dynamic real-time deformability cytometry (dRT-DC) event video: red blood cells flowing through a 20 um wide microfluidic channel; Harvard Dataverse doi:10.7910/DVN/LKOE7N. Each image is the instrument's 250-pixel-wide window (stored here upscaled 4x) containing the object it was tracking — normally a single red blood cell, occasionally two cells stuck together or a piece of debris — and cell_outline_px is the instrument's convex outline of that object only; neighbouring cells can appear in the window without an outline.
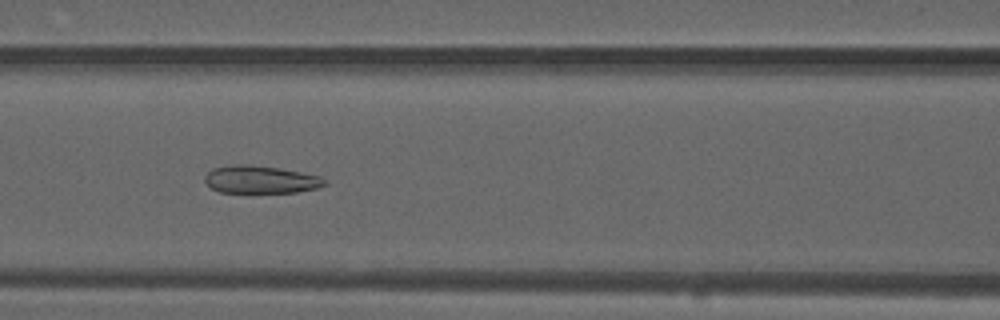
{"species": "common noctule bat (a hibernating species)", "species_latin": "Nyctalus noctula", "temperature_condition": "warm", "stored_images_in_passage": 42, "camera_frame_rate_fps": 3000, "um_per_image_px": 0.085, "animal": {"sex": "male", "forearm_length_mm": 52.5}, "frame": {"image": 1, "passage_image": 12, "time_ms": 3.667, "image_size_px": [1000, 320], "cell_outline_px": [[328, 184], [316, 188], [296, 192], [220, 192], [212, 188], [204, 180], [204, 176], [212, 168], [236, 164], [248, 164], [276, 168], [300, 172], [320, 176], [328, 180]], "centroid_in_image_um": [22.16, 15.26], "position_along_channel_um": 144.4, "area_um2": 19.19}}
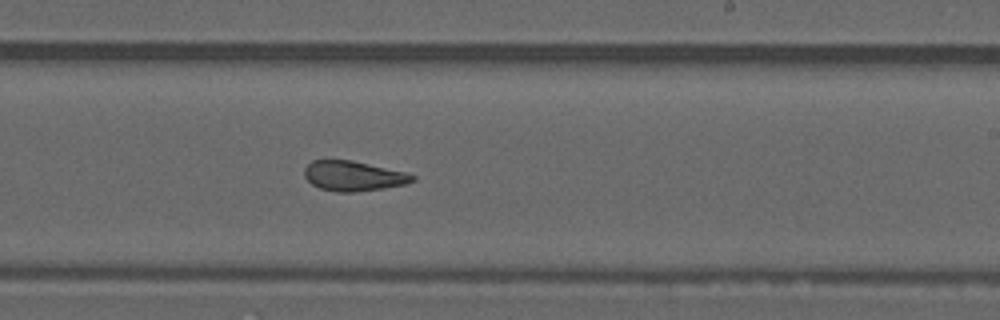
{"frame": {"image": 2, "passage_image": 21, "time_ms": 6.667, "image_size_px": [1000, 320], "cell_outline_px": [[416, 180], [404, 184], [384, 188], [352, 192], [336, 192], [320, 188], [312, 184], [304, 176], [304, 168], [312, 160], [352, 160], [404, 172], [416, 176]], "centroid_in_image_um": [30.01, 14.96], "position_along_channel_um": 259.0, "area_um2": 18.73}}
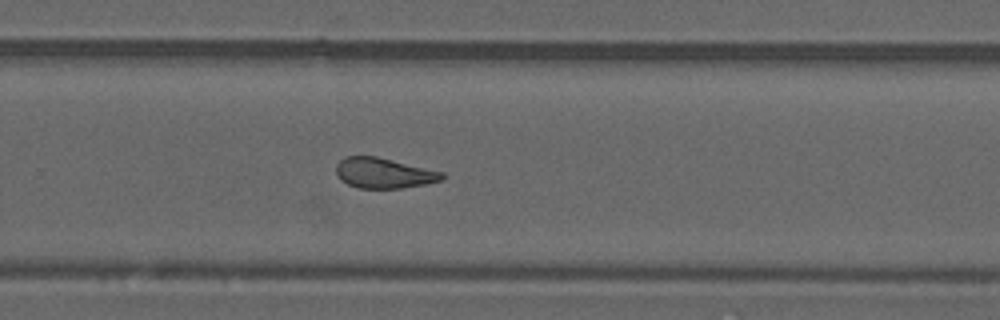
{"frame": {"image": 3, "passage_image": 24, "time_ms": 7.667, "image_size_px": [1000, 320], "cell_outline_px": [[444, 176], [440, 180], [424, 184], [400, 188], [360, 188], [348, 184], [340, 180], [336, 172], [336, 164], [344, 156], [376, 156], [444, 172]], "centroid_in_image_um": [32.58, 14.7], "position_along_channel_um": 297.2, "area_um2": 18.61}, "authors_computed_cell_mechanics": {"area_um2": 19.6809, "velocity_mm_per_s": 3.8302, "shape_relaxation_time_tau1_ms": null, "shape_relaxation_time_tau2_ms": 1.3808, "deformation_change_tau1": null, "deformation_change_tau2": 0.0935}}